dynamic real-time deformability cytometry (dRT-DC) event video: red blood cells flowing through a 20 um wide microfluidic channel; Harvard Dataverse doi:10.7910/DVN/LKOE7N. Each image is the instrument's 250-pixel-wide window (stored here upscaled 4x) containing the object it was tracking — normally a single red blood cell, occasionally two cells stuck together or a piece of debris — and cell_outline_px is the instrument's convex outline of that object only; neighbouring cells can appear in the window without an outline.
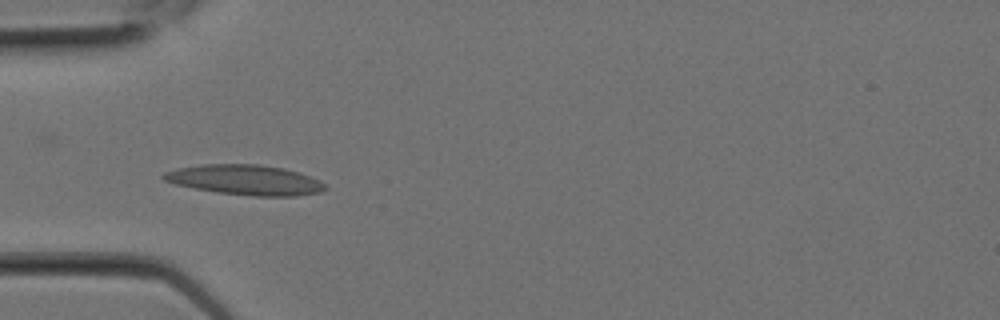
{"species": "Egyptian fruit bat (a non-hibernating species)", "species_latin": "Rousettus aegyptiacus", "temperature_condition": "room temperature", "stored_images_in_passage": 7, "camera_frame_rate_fps": 3000, "um_per_image_px": 0.085, "animal": {"sex": "female"}, "frame": {"image": 1, "passage_image": 6, "time_ms": 1.667, "image_size_px": [1000, 320], "cell_outline_px": [[328, 188], [320, 192], [296, 196], [256, 196], [216, 192], [176, 184], [164, 180], [160, 176], [164, 172], [176, 168], [200, 164], [260, 164], [284, 168], [300, 172], [320, 180], [328, 184]], "centroid_in_image_um": [20.88, 15.28], "position_along_channel_um": 64.1, "area_um2": 28.55}}